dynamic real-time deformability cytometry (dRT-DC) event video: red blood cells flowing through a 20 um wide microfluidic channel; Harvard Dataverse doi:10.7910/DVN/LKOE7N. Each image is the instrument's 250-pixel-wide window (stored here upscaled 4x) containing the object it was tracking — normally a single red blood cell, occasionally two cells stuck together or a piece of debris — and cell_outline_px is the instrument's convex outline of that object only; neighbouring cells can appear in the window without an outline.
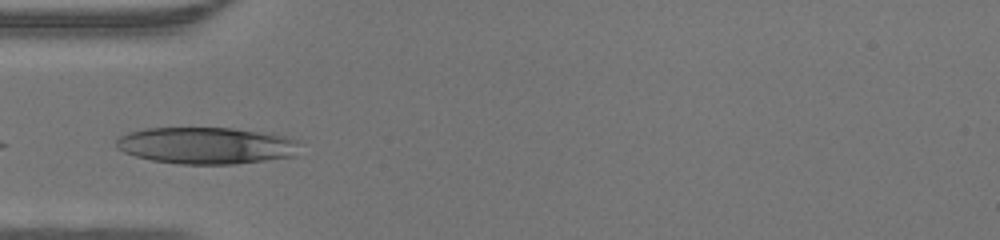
{"species": "human", "species_latin": "Homo sapiens", "temperature_condition": "warm", "stored_images_in_passage": 33, "camera_frame_rate_fps": 3000, "um_per_image_px": 0.085, "donor": {"sex": "male"}, "frame": {"image": 1, "passage_image": 1, "time_ms": 0.0, "image_size_px": [1000, 240], "cell_outline_px": [[300, 144], [296, 156], [236, 164], [180, 164], [152, 160], [136, 156], [124, 152], [116, 148], [116, 140], [120, 136], [144, 128], [232, 128], [272, 132], [288, 136], [300, 140]], "centroid_in_image_um": [17.63, 12.36], "position_along_channel_um": 67.4, "area_um2": 39.82}}
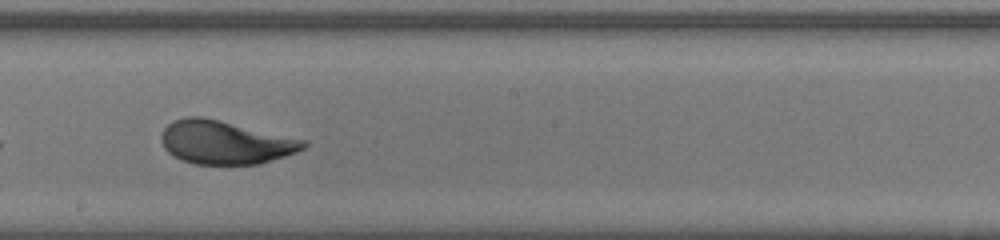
{"frame": {"image": 2, "passage_image": 12, "time_ms": 3.667, "image_size_px": [1000, 240], "cell_outline_px": [[308, 144], [304, 148], [296, 152], [260, 164], [196, 164], [184, 160], [168, 152], [164, 148], [160, 140], [160, 136], [164, 128], [172, 120], [184, 116], [200, 116], [220, 120], [308, 140]], "centroid_in_image_um": [19.14, 12.08], "position_along_channel_um": 229.1, "area_um2": 36.07}}
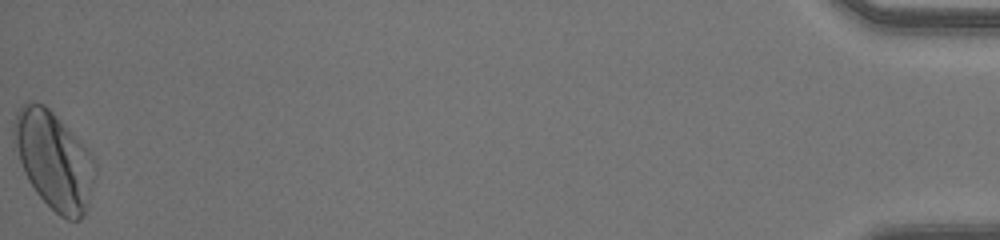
{"frame": {"image": 3, "passage_image": 33, "time_ms": 10.667, "image_size_px": [1000, 240], "cell_outline_px": [[96, 176], [88, 208], [80, 220], [68, 220], [60, 216], [36, 192], [28, 180], [24, 172], [20, 160], [12, 132], [16, 112], [24, 104], [32, 100], [44, 104], [52, 112], [96, 160]], "centroid_in_image_um": [4.61, 13.66], "position_along_channel_um": 430.6, "area_um2": 45.6}}